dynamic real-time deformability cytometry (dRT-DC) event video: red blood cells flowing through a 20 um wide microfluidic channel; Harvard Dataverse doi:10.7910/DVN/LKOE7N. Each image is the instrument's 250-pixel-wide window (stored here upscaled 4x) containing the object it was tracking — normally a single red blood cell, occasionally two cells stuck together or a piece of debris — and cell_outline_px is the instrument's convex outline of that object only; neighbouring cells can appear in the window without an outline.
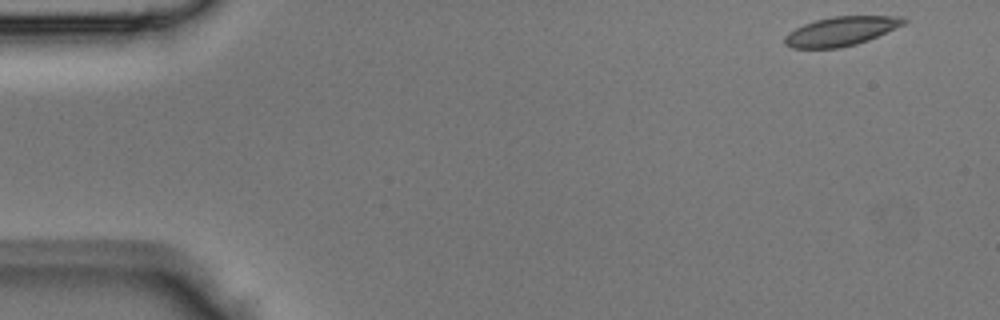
{"species": "Egyptian fruit bat (a non-hibernating species)", "species_latin": "Rousettus aegyptiacus", "temperature_condition": "room temperature", "stored_images_in_passage": 42, "camera_frame_rate_fps": 3000, "um_per_image_px": 0.085, "animal": {"sex": "male"}, "frame": {"image": 1, "passage_image": 1, "time_ms": 0.0, "image_size_px": [1000, 320], "cell_outline_px": [[908, 20], [904, 24], [868, 40], [856, 44], [840, 48], [792, 48], [784, 44], [784, 36], [788, 32], [804, 24], [816, 20], [832, 16], [900, 16]], "centroid_in_image_um": [71.46, 2.65], "position_along_channel_um": 13.5, "area_um2": 20.11}}
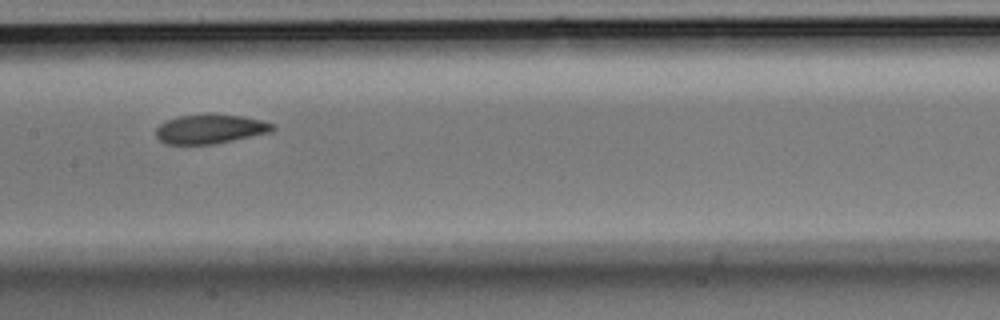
{"frame": {"image": 2, "passage_image": 20, "time_ms": 6.333, "image_size_px": [1000, 320], "cell_outline_px": [[276, 128], [272, 132], [212, 144], [164, 144], [156, 136], [156, 128], [160, 124], [176, 116], [204, 112], [212, 112], [244, 116], [276, 124]], "centroid_in_image_um": [17.88, 10.92], "position_along_channel_um": 189.5, "area_um2": 20.46}}
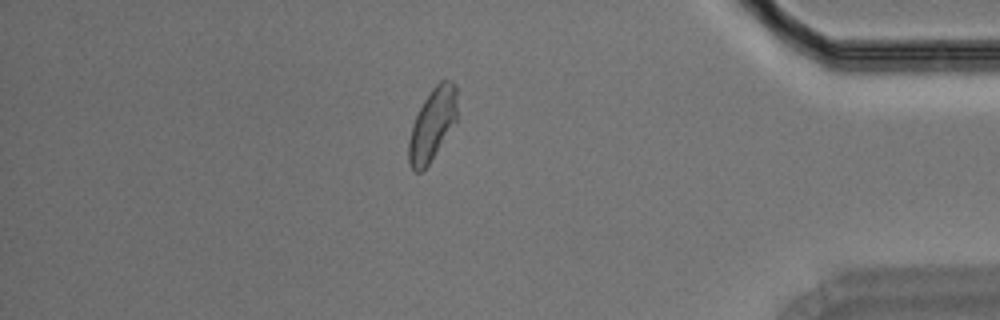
{"frame": {"image": 3, "passage_image": 36, "time_ms": 11.667, "image_size_px": [1000, 320], "cell_outline_px": [[456, 120], [428, 164], [420, 172], [416, 172], [408, 164], [408, 140], [412, 124], [424, 100], [432, 88], [440, 80], [452, 80], [456, 84]], "centroid_in_image_um": [36.72, 10.55], "position_along_channel_um": 398.5, "area_um2": 20.0}}